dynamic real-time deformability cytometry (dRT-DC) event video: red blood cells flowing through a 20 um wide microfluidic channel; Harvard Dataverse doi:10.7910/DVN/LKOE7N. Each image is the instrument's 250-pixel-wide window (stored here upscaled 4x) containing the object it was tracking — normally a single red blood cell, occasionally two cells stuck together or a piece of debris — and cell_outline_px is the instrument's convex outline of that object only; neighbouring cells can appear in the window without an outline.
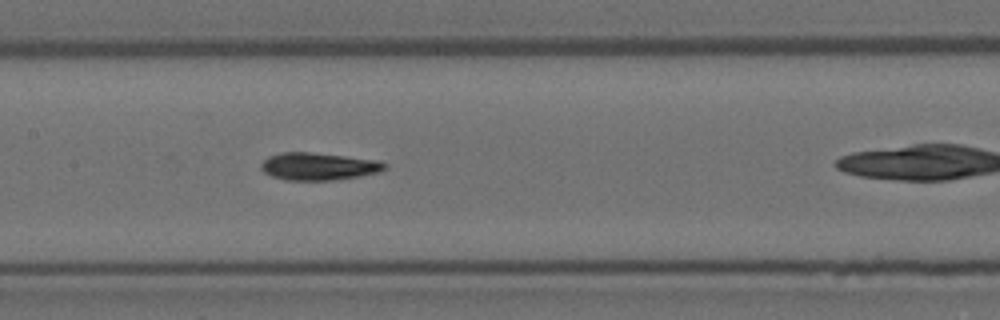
{"species": "Egyptian fruit bat (a non-hibernating species)", "species_latin": "Rousettus aegyptiacus", "temperature_condition": "room temperature", "stored_images_in_passage": 21, "camera_frame_rate_fps": 3000, "um_per_image_px": 0.085, "animal": {"sex": "female"}, "frame": {"image": 1, "passage_image": 15, "time_ms": 4.667, "image_size_px": [1000, 320], "cell_outline_px": [[388, 168], [380, 172], [360, 176], [332, 180], [284, 180], [272, 176], [264, 172], [260, 168], [260, 164], [268, 156], [280, 152], [308, 152], [380, 160], [388, 164]], "centroid_in_image_um": [27.09, 14.14], "position_along_channel_um": 180.3, "area_um2": 19.94}}
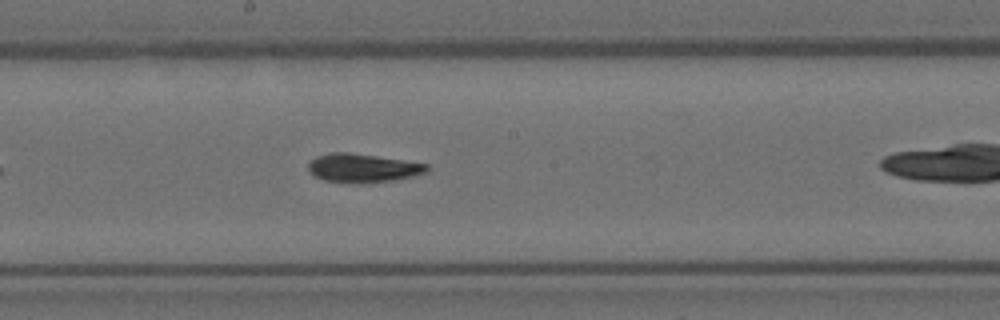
{"frame": {"image": 2, "passage_image": 18, "time_ms": 5.667, "image_size_px": [1000, 320], "cell_outline_px": [[428, 172], [412, 176], [392, 180], [324, 180], [308, 172], [308, 164], [316, 156], [328, 152], [348, 152], [376, 156], [428, 164]], "centroid_in_image_um": [30.82, 14.22], "position_along_channel_um": 217.4, "area_um2": 18.79}}